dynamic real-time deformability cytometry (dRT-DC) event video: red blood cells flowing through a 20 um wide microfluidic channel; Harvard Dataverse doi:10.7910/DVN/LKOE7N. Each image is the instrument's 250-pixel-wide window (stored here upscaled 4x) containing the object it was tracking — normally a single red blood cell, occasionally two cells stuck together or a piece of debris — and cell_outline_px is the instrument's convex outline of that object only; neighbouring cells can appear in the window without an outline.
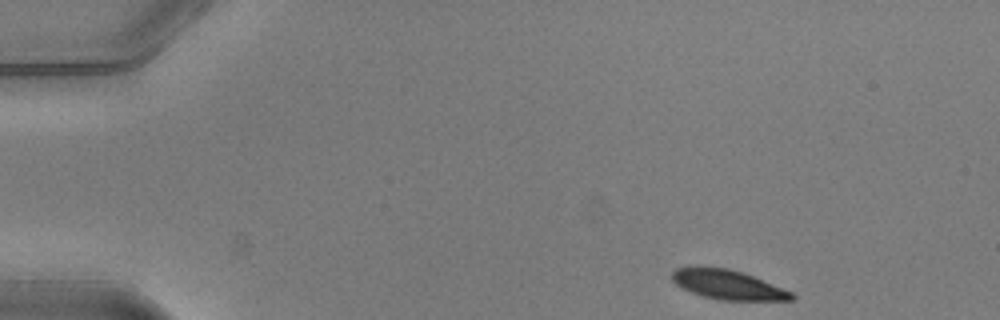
{"species": "common noctule bat (a hibernating species)", "species_latin": "Nyctalus noctula", "temperature_condition": "warm", "stored_images_in_passage": 45, "camera_frame_rate_fps": 3000, "um_per_image_px": 0.085, "animal": {"sex": "male", "body_mass_g": 20.5, "forearm_length_mm": 52.5}, "frame": {"image": 1, "passage_image": 1, "time_ms": 0.0, "image_size_px": [1000, 320], "cell_outline_px": [[796, 300], [720, 300], [704, 296], [692, 292], [676, 284], [672, 280], [672, 272], [676, 268], [728, 268], [752, 276], [792, 292], [796, 296]], "centroid_in_image_um": [61.91, 24.22], "position_along_channel_um": 23.1, "area_um2": 19.88}}
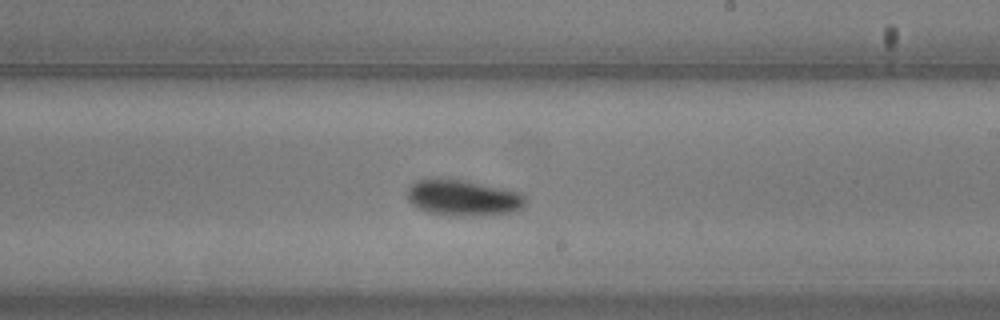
{"frame": {"image": 2, "passage_image": 25, "time_ms": 8.0, "image_size_px": [1000, 320], "cell_outline_px": [[528, 204], [512, 212], [468, 216], [448, 216], [428, 212], [412, 204], [408, 200], [408, 188], [416, 180], [440, 176], [448, 176], [508, 188], [524, 192], [528, 196]], "centroid_in_image_um": [39.43, 16.76], "position_along_channel_um": 249.6, "area_um2": 25.95}}
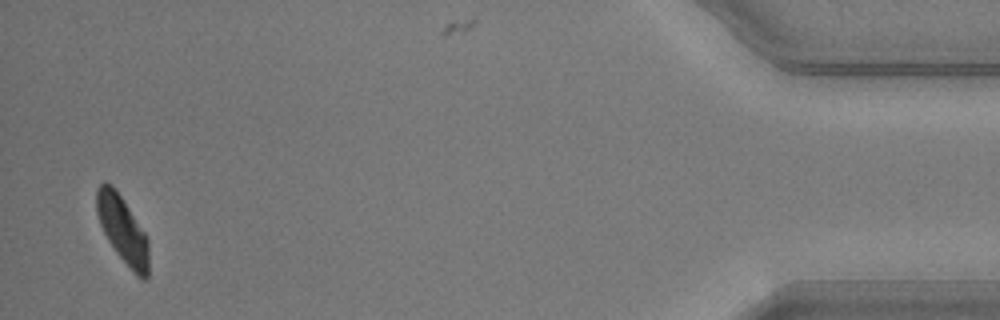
{"frame": {"image": 3, "passage_image": 44, "time_ms": 14.333, "image_size_px": [1000, 320], "cell_outline_px": [[148, 276], [144, 280], [136, 276], [132, 272], [116, 252], [108, 240], [100, 224], [96, 212], [96, 188], [100, 184], [112, 184], [144, 232], [148, 240]], "centroid_in_image_um": [10.41, 19.56], "position_along_channel_um": 424.8, "area_um2": 20.0}, "authors_computed_cell_mechanics": {"area_um2": 22.831, "velocity_mm_per_s": 3.9967, "shape_relaxation_time_tau1_ms": 3.0002, "shape_relaxation_time_tau2_ms": null, "deformation_change_tau1": 0.128, "deformation_change_tau2": null}}